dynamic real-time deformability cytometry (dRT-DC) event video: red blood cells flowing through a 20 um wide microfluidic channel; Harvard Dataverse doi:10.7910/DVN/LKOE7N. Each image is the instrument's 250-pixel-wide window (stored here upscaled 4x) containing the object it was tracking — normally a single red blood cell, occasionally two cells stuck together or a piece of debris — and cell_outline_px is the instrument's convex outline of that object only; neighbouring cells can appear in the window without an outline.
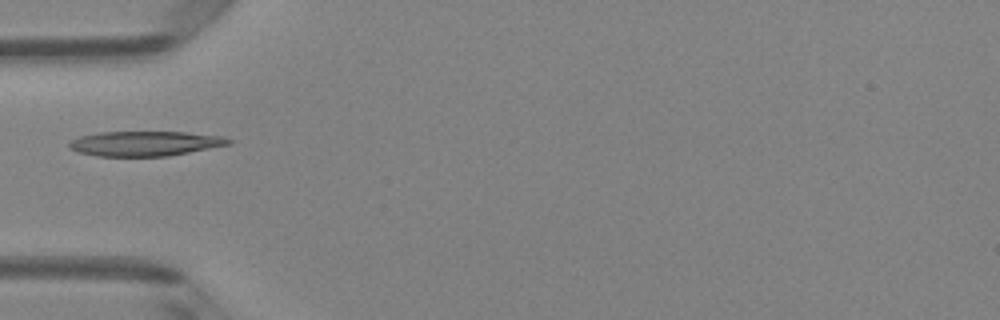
{"species": "Egyptian fruit bat (a non-hibernating species)", "species_latin": "Rousettus aegyptiacus", "temperature_condition": "room temperature", "stored_images_in_passage": 2, "camera_frame_rate_fps": 3000, "um_per_image_px": 0.085, "animal": {"sex": "female"}, "frame": {"image": 1, "passage_image": 2, "time_ms": 0.333, "image_size_px": [1000, 320], "cell_outline_px": [[232, 144], [168, 156], [96, 156], [80, 152], [68, 148], [68, 144], [72, 140], [80, 136], [100, 132], [184, 132], [228, 136], [232, 140]], "centroid_in_image_um": [12.38, 12.19], "position_along_channel_um": 72.6, "area_um2": 23.18}}